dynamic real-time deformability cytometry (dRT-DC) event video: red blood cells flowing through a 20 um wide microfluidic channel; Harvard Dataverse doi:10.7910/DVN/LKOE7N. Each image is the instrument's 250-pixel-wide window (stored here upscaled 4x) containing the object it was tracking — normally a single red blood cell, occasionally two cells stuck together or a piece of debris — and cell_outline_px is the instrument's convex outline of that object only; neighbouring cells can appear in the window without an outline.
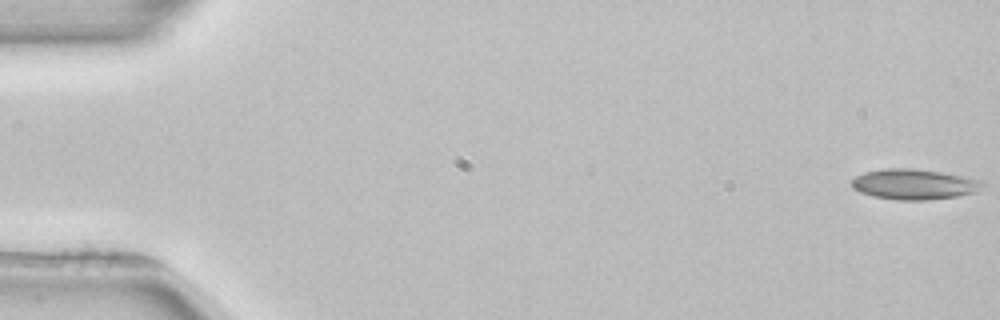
{"species": "common noctule bat (a hibernating species)", "species_latin": "Nyctalus noctula", "temperature_condition": "room temperature", "stored_images_in_passage": 53, "camera_frame_rate_fps": 3000, "um_per_image_px": 0.085, "animal": {"sex": "female", "body_mass_g": 22.7, "forearm_length_mm": 54.2}, "frame": {"image": 1, "passage_image": 1, "time_ms": 0.0, "image_size_px": [1000, 320], "cell_outline_px": [[984, 184], [976, 192], [956, 196], [924, 200], [896, 200], [872, 196], [860, 192], [852, 188], [852, 180], [856, 176], [864, 172], [884, 168], [908, 168], [940, 172], [968, 176], [984, 180]], "centroid_in_image_um": [77.71, 15.65], "position_along_channel_um": 7.3, "area_um2": 23.29}}
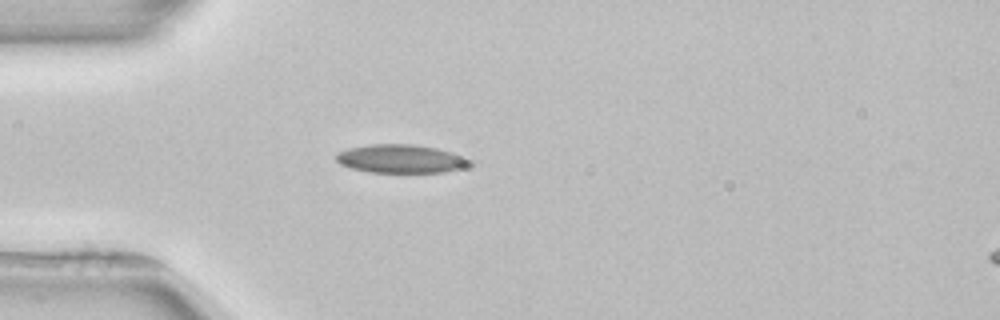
{"frame": {"image": 2, "passage_image": 15, "time_ms": 4.667, "image_size_px": [1000, 320], "cell_outline_px": [[472, 164], [460, 168], [444, 172], [368, 172], [352, 168], [340, 164], [336, 160], [336, 152], [348, 148], [372, 144], [412, 144], [436, 148], [468, 156], [472, 160]], "centroid_in_image_um": [34.1, 13.49], "position_along_channel_um": 50.9, "area_um2": 22.25}}
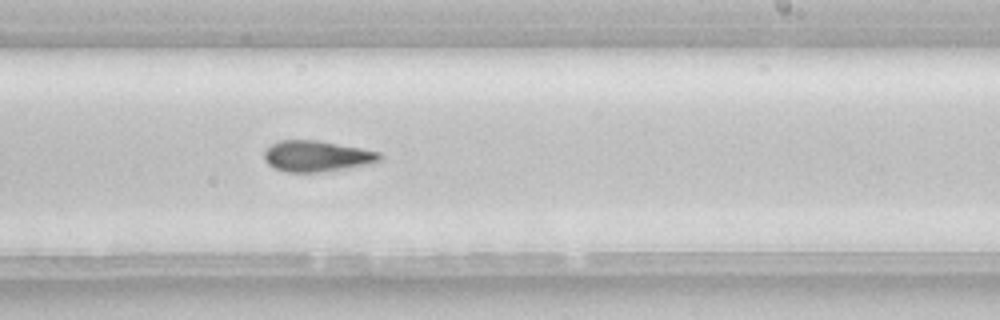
{"frame": {"image": 3, "passage_image": 32, "time_ms": 10.333, "image_size_px": [1000, 320], "cell_outline_px": [[384, 156], [380, 160], [372, 164], [320, 172], [284, 172], [268, 164], [264, 160], [264, 152], [272, 144], [280, 140], [316, 140], [360, 148], [380, 152]], "centroid_in_image_um": [26.94, 13.28], "position_along_channel_um": 262.1, "area_um2": 20.81}}